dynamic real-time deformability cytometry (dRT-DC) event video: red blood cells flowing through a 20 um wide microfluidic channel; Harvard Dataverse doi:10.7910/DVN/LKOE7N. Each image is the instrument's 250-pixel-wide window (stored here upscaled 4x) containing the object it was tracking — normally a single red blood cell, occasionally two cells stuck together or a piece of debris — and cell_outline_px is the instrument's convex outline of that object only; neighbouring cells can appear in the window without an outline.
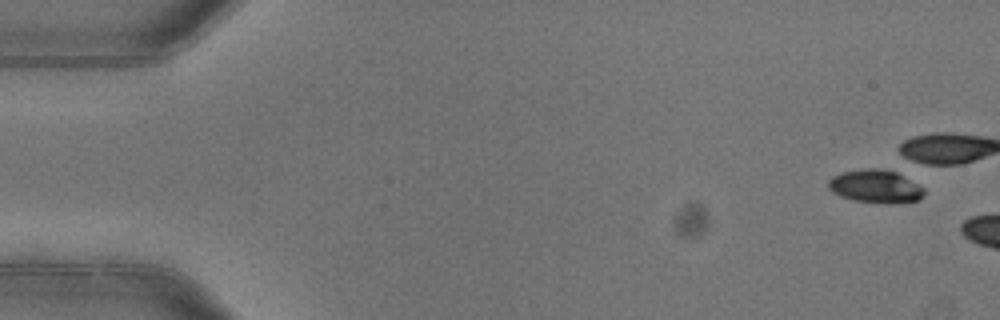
{"species": "common noctule bat (a hibernating species)", "species_latin": "Nyctalus noctula", "temperature_condition": "warm", "stored_images_in_passage": 2, "camera_frame_rate_fps": 3000, "um_per_image_px": 0.085, "animal": {"sex": "female"}, "frame": {"image": 1, "passage_image": 1, "time_ms": 0.0, "image_size_px": [1000, 320], "cell_outline_px": [[924, 192], [920, 200], [852, 200], [840, 196], [832, 192], [828, 188], [828, 180], [832, 176], [844, 172], [864, 168], [880, 168], [896, 172], [924, 188]], "centroid_in_image_um": [74.34, 15.78], "position_along_channel_um": 10.7, "area_um2": 17.51}}